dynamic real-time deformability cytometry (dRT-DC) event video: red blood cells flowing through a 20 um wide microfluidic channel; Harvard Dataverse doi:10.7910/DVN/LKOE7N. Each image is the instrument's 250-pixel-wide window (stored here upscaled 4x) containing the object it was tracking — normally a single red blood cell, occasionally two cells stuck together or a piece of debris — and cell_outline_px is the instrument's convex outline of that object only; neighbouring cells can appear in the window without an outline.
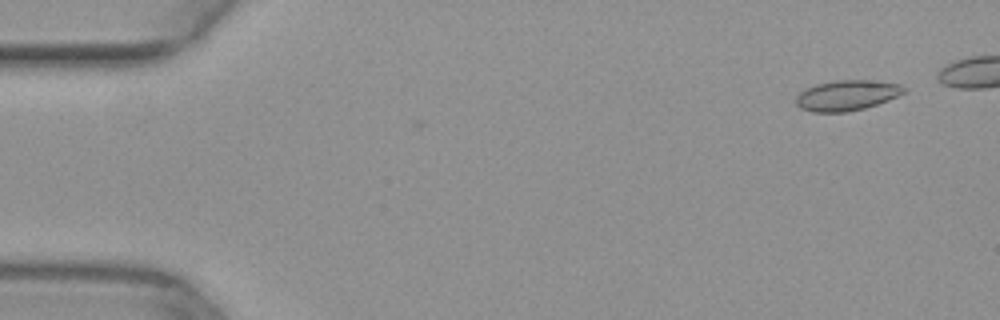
{"species": "common noctule bat (a hibernating species)", "species_latin": "Nyctalus noctula", "temperature_condition": "warm", "stored_images_in_passage": 2, "camera_frame_rate_fps": 3000, "um_per_image_px": 0.085, "animal": {"sex": "female", "body_mass_g": 29.2, "forearm_length_mm": 56.3}, "frame": {"image": 1, "passage_image": 2, "time_ms": 0.333, "image_size_px": [1000, 320], "cell_outline_px": [[908, 88], [904, 92], [888, 100], [864, 108], [848, 112], [812, 112], [800, 108], [796, 104], [796, 96], [804, 88], [816, 84], [836, 80], [876, 80], [900, 84]], "centroid_in_image_um": [71.97, 8.09], "position_along_channel_um": 13.0, "area_um2": 19.25}}